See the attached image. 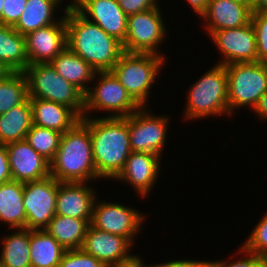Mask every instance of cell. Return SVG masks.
Listing matches in <instances>:
<instances>
[{
	"label": "cell",
	"mask_w": 267,
	"mask_h": 267,
	"mask_svg": "<svg viewBox=\"0 0 267 267\" xmlns=\"http://www.w3.org/2000/svg\"><path fill=\"white\" fill-rule=\"evenodd\" d=\"M67 46L97 72L111 71L124 52L122 43L71 4L65 10Z\"/></svg>",
	"instance_id": "obj_1"
},
{
	"label": "cell",
	"mask_w": 267,
	"mask_h": 267,
	"mask_svg": "<svg viewBox=\"0 0 267 267\" xmlns=\"http://www.w3.org/2000/svg\"><path fill=\"white\" fill-rule=\"evenodd\" d=\"M81 118L89 128L97 175L114 180L124 169L131 153L127 117Z\"/></svg>",
	"instance_id": "obj_2"
},
{
	"label": "cell",
	"mask_w": 267,
	"mask_h": 267,
	"mask_svg": "<svg viewBox=\"0 0 267 267\" xmlns=\"http://www.w3.org/2000/svg\"><path fill=\"white\" fill-rule=\"evenodd\" d=\"M50 176L58 182H89L97 175L89 128L80 120L61 135L59 148L50 162Z\"/></svg>",
	"instance_id": "obj_3"
},
{
	"label": "cell",
	"mask_w": 267,
	"mask_h": 267,
	"mask_svg": "<svg viewBox=\"0 0 267 267\" xmlns=\"http://www.w3.org/2000/svg\"><path fill=\"white\" fill-rule=\"evenodd\" d=\"M202 73L188 89L183 117L197 120L208 116H229L228 79L224 65L216 64Z\"/></svg>",
	"instance_id": "obj_4"
},
{
	"label": "cell",
	"mask_w": 267,
	"mask_h": 267,
	"mask_svg": "<svg viewBox=\"0 0 267 267\" xmlns=\"http://www.w3.org/2000/svg\"><path fill=\"white\" fill-rule=\"evenodd\" d=\"M165 60L166 57L156 54L124 51L111 72L141 107L148 106L152 84H156Z\"/></svg>",
	"instance_id": "obj_5"
},
{
	"label": "cell",
	"mask_w": 267,
	"mask_h": 267,
	"mask_svg": "<svg viewBox=\"0 0 267 267\" xmlns=\"http://www.w3.org/2000/svg\"><path fill=\"white\" fill-rule=\"evenodd\" d=\"M23 73L27 80L29 98L65 105L83 118L85 94L60 76L50 63L28 65Z\"/></svg>",
	"instance_id": "obj_6"
},
{
	"label": "cell",
	"mask_w": 267,
	"mask_h": 267,
	"mask_svg": "<svg viewBox=\"0 0 267 267\" xmlns=\"http://www.w3.org/2000/svg\"><path fill=\"white\" fill-rule=\"evenodd\" d=\"M229 117L240 107L253 109L267 91V63H233L225 66Z\"/></svg>",
	"instance_id": "obj_7"
},
{
	"label": "cell",
	"mask_w": 267,
	"mask_h": 267,
	"mask_svg": "<svg viewBox=\"0 0 267 267\" xmlns=\"http://www.w3.org/2000/svg\"><path fill=\"white\" fill-rule=\"evenodd\" d=\"M93 81L96 83L91 84L95 85H90L85 94L83 118H89L93 111L101 110L102 113L107 111V116H104L107 118L127 117L141 107L111 71L96 72Z\"/></svg>",
	"instance_id": "obj_8"
},
{
	"label": "cell",
	"mask_w": 267,
	"mask_h": 267,
	"mask_svg": "<svg viewBox=\"0 0 267 267\" xmlns=\"http://www.w3.org/2000/svg\"><path fill=\"white\" fill-rule=\"evenodd\" d=\"M162 16L160 6L128 16L127 35L122 44L123 50L129 53L166 56L158 49L167 37L165 28L167 25Z\"/></svg>",
	"instance_id": "obj_9"
},
{
	"label": "cell",
	"mask_w": 267,
	"mask_h": 267,
	"mask_svg": "<svg viewBox=\"0 0 267 267\" xmlns=\"http://www.w3.org/2000/svg\"><path fill=\"white\" fill-rule=\"evenodd\" d=\"M149 110V111H148ZM170 117L152 113L147 106L128 116L131 152L152 153L163 157Z\"/></svg>",
	"instance_id": "obj_10"
},
{
	"label": "cell",
	"mask_w": 267,
	"mask_h": 267,
	"mask_svg": "<svg viewBox=\"0 0 267 267\" xmlns=\"http://www.w3.org/2000/svg\"><path fill=\"white\" fill-rule=\"evenodd\" d=\"M145 215L125 204L98 201L93 204L91 225L97 229L126 238L133 246L144 224Z\"/></svg>",
	"instance_id": "obj_11"
},
{
	"label": "cell",
	"mask_w": 267,
	"mask_h": 267,
	"mask_svg": "<svg viewBox=\"0 0 267 267\" xmlns=\"http://www.w3.org/2000/svg\"><path fill=\"white\" fill-rule=\"evenodd\" d=\"M58 181L49 176L39 181L24 183L23 204L26 228L45 229L56 214Z\"/></svg>",
	"instance_id": "obj_12"
},
{
	"label": "cell",
	"mask_w": 267,
	"mask_h": 267,
	"mask_svg": "<svg viewBox=\"0 0 267 267\" xmlns=\"http://www.w3.org/2000/svg\"><path fill=\"white\" fill-rule=\"evenodd\" d=\"M209 38L223 57L216 64L258 62L256 36L251 22L239 28L214 31Z\"/></svg>",
	"instance_id": "obj_13"
},
{
	"label": "cell",
	"mask_w": 267,
	"mask_h": 267,
	"mask_svg": "<svg viewBox=\"0 0 267 267\" xmlns=\"http://www.w3.org/2000/svg\"><path fill=\"white\" fill-rule=\"evenodd\" d=\"M69 4L63 7L64 14L57 23L39 28L25 35L29 65L50 63L67 47L65 10Z\"/></svg>",
	"instance_id": "obj_14"
},
{
	"label": "cell",
	"mask_w": 267,
	"mask_h": 267,
	"mask_svg": "<svg viewBox=\"0 0 267 267\" xmlns=\"http://www.w3.org/2000/svg\"><path fill=\"white\" fill-rule=\"evenodd\" d=\"M69 2L82 16L124 43L128 16L121 9L118 0H70Z\"/></svg>",
	"instance_id": "obj_15"
},
{
	"label": "cell",
	"mask_w": 267,
	"mask_h": 267,
	"mask_svg": "<svg viewBox=\"0 0 267 267\" xmlns=\"http://www.w3.org/2000/svg\"><path fill=\"white\" fill-rule=\"evenodd\" d=\"M161 160L160 156L152 153L131 152L124 169L113 181H123L133 187L138 197L147 198L158 181Z\"/></svg>",
	"instance_id": "obj_16"
},
{
	"label": "cell",
	"mask_w": 267,
	"mask_h": 267,
	"mask_svg": "<svg viewBox=\"0 0 267 267\" xmlns=\"http://www.w3.org/2000/svg\"><path fill=\"white\" fill-rule=\"evenodd\" d=\"M13 181H39L50 176V163L37 153L26 140L6 145Z\"/></svg>",
	"instance_id": "obj_17"
},
{
	"label": "cell",
	"mask_w": 267,
	"mask_h": 267,
	"mask_svg": "<svg viewBox=\"0 0 267 267\" xmlns=\"http://www.w3.org/2000/svg\"><path fill=\"white\" fill-rule=\"evenodd\" d=\"M81 249L100 260L106 267H114L131 255L132 244L124 237L97 229H87Z\"/></svg>",
	"instance_id": "obj_18"
},
{
	"label": "cell",
	"mask_w": 267,
	"mask_h": 267,
	"mask_svg": "<svg viewBox=\"0 0 267 267\" xmlns=\"http://www.w3.org/2000/svg\"><path fill=\"white\" fill-rule=\"evenodd\" d=\"M89 182H58L56 214L82 220H92L97 192Z\"/></svg>",
	"instance_id": "obj_19"
},
{
	"label": "cell",
	"mask_w": 267,
	"mask_h": 267,
	"mask_svg": "<svg viewBox=\"0 0 267 267\" xmlns=\"http://www.w3.org/2000/svg\"><path fill=\"white\" fill-rule=\"evenodd\" d=\"M251 16L252 10L248 4L232 0H210L200 18L210 36L214 31L245 26L251 22Z\"/></svg>",
	"instance_id": "obj_20"
},
{
	"label": "cell",
	"mask_w": 267,
	"mask_h": 267,
	"mask_svg": "<svg viewBox=\"0 0 267 267\" xmlns=\"http://www.w3.org/2000/svg\"><path fill=\"white\" fill-rule=\"evenodd\" d=\"M32 106L33 124L64 134L72 129L81 117L70 107L53 101L29 98Z\"/></svg>",
	"instance_id": "obj_21"
},
{
	"label": "cell",
	"mask_w": 267,
	"mask_h": 267,
	"mask_svg": "<svg viewBox=\"0 0 267 267\" xmlns=\"http://www.w3.org/2000/svg\"><path fill=\"white\" fill-rule=\"evenodd\" d=\"M50 64L57 73L86 94L94 82L96 70L75 54L68 46ZM89 83V84H88Z\"/></svg>",
	"instance_id": "obj_22"
},
{
	"label": "cell",
	"mask_w": 267,
	"mask_h": 267,
	"mask_svg": "<svg viewBox=\"0 0 267 267\" xmlns=\"http://www.w3.org/2000/svg\"><path fill=\"white\" fill-rule=\"evenodd\" d=\"M61 1L63 2V0H27L25 9L13 28L25 36L39 28L57 23L62 17L55 16L56 9L62 4Z\"/></svg>",
	"instance_id": "obj_23"
},
{
	"label": "cell",
	"mask_w": 267,
	"mask_h": 267,
	"mask_svg": "<svg viewBox=\"0 0 267 267\" xmlns=\"http://www.w3.org/2000/svg\"><path fill=\"white\" fill-rule=\"evenodd\" d=\"M24 183L9 181L0 184V222L10 229L26 228V211L23 204Z\"/></svg>",
	"instance_id": "obj_24"
},
{
	"label": "cell",
	"mask_w": 267,
	"mask_h": 267,
	"mask_svg": "<svg viewBox=\"0 0 267 267\" xmlns=\"http://www.w3.org/2000/svg\"><path fill=\"white\" fill-rule=\"evenodd\" d=\"M32 125V106L28 97L22 104L0 115V143L7 145L25 140Z\"/></svg>",
	"instance_id": "obj_25"
},
{
	"label": "cell",
	"mask_w": 267,
	"mask_h": 267,
	"mask_svg": "<svg viewBox=\"0 0 267 267\" xmlns=\"http://www.w3.org/2000/svg\"><path fill=\"white\" fill-rule=\"evenodd\" d=\"M0 61L11 72H23L29 65L26 38L13 26L0 24Z\"/></svg>",
	"instance_id": "obj_26"
},
{
	"label": "cell",
	"mask_w": 267,
	"mask_h": 267,
	"mask_svg": "<svg viewBox=\"0 0 267 267\" xmlns=\"http://www.w3.org/2000/svg\"><path fill=\"white\" fill-rule=\"evenodd\" d=\"M91 221L55 214L45 230L66 250L81 249Z\"/></svg>",
	"instance_id": "obj_27"
},
{
	"label": "cell",
	"mask_w": 267,
	"mask_h": 267,
	"mask_svg": "<svg viewBox=\"0 0 267 267\" xmlns=\"http://www.w3.org/2000/svg\"><path fill=\"white\" fill-rule=\"evenodd\" d=\"M65 251L45 229L30 230L31 267H59Z\"/></svg>",
	"instance_id": "obj_28"
},
{
	"label": "cell",
	"mask_w": 267,
	"mask_h": 267,
	"mask_svg": "<svg viewBox=\"0 0 267 267\" xmlns=\"http://www.w3.org/2000/svg\"><path fill=\"white\" fill-rule=\"evenodd\" d=\"M16 230V231H14ZM10 235L5 234L2 243L0 262L4 267H31L30 230L16 228Z\"/></svg>",
	"instance_id": "obj_29"
},
{
	"label": "cell",
	"mask_w": 267,
	"mask_h": 267,
	"mask_svg": "<svg viewBox=\"0 0 267 267\" xmlns=\"http://www.w3.org/2000/svg\"><path fill=\"white\" fill-rule=\"evenodd\" d=\"M28 98L27 80L23 72H11L0 80V115Z\"/></svg>",
	"instance_id": "obj_30"
},
{
	"label": "cell",
	"mask_w": 267,
	"mask_h": 267,
	"mask_svg": "<svg viewBox=\"0 0 267 267\" xmlns=\"http://www.w3.org/2000/svg\"><path fill=\"white\" fill-rule=\"evenodd\" d=\"M61 135L62 133L53 129L42 128L33 124L25 140L50 163L59 148Z\"/></svg>",
	"instance_id": "obj_31"
},
{
	"label": "cell",
	"mask_w": 267,
	"mask_h": 267,
	"mask_svg": "<svg viewBox=\"0 0 267 267\" xmlns=\"http://www.w3.org/2000/svg\"><path fill=\"white\" fill-rule=\"evenodd\" d=\"M241 245L259 256L265 257L267 255V212Z\"/></svg>",
	"instance_id": "obj_32"
},
{
	"label": "cell",
	"mask_w": 267,
	"mask_h": 267,
	"mask_svg": "<svg viewBox=\"0 0 267 267\" xmlns=\"http://www.w3.org/2000/svg\"><path fill=\"white\" fill-rule=\"evenodd\" d=\"M240 246L236 254L241 258H235L236 260L234 261H227L226 259L213 260L212 267H267V260L265 257L248 251L243 245Z\"/></svg>",
	"instance_id": "obj_33"
},
{
	"label": "cell",
	"mask_w": 267,
	"mask_h": 267,
	"mask_svg": "<svg viewBox=\"0 0 267 267\" xmlns=\"http://www.w3.org/2000/svg\"><path fill=\"white\" fill-rule=\"evenodd\" d=\"M251 23L256 36L258 62L267 63V11L252 12Z\"/></svg>",
	"instance_id": "obj_34"
},
{
	"label": "cell",
	"mask_w": 267,
	"mask_h": 267,
	"mask_svg": "<svg viewBox=\"0 0 267 267\" xmlns=\"http://www.w3.org/2000/svg\"><path fill=\"white\" fill-rule=\"evenodd\" d=\"M59 267H106L100 260L82 249L66 250Z\"/></svg>",
	"instance_id": "obj_35"
},
{
	"label": "cell",
	"mask_w": 267,
	"mask_h": 267,
	"mask_svg": "<svg viewBox=\"0 0 267 267\" xmlns=\"http://www.w3.org/2000/svg\"><path fill=\"white\" fill-rule=\"evenodd\" d=\"M27 0H4L2 10V24L14 26L25 9Z\"/></svg>",
	"instance_id": "obj_36"
},
{
	"label": "cell",
	"mask_w": 267,
	"mask_h": 267,
	"mask_svg": "<svg viewBox=\"0 0 267 267\" xmlns=\"http://www.w3.org/2000/svg\"><path fill=\"white\" fill-rule=\"evenodd\" d=\"M159 0H118L121 9L127 16L157 8Z\"/></svg>",
	"instance_id": "obj_37"
},
{
	"label": "cell",
	"mask_w": 267,
	"mask_h": 267,
	"mask_svg": "<svg viewBox=\"0 0 267 267\" xmlns=\"http://www.w3.org/2000/svg\"><path fill=\"white\" fill-rule=\"evenodd\" d=\"M155 267H212L211 260H192V259H177L172 261H165L164 263L154 264Z\"/></svg>",
	"instance_id": "obj_38"
},
{
	"label": "cell",
	"mask_w": 267,
	"mask_h": 267,
	"mask_svg": "<svg viewBox=\"0 0 267 267\" xmlns=\"http://www.w3.org/2000/svg\"><path fill=\"white\" fill-rule=\"evenodd\" d=\"M12 181L6 145L0 143V184Z\"/></svg>",
	"instance_id": "obj_39"
},
{
	"label": "cell",
	"mask_w": 267,
	"mask_h": 267,
	"mask_svg": "<svg viewBox=\"0 0 267 267\" xmlns=\"http://www.w3.org/2000/svg\"><path fill=\"white\" fill-rule=\"evenodd\" d=\"M143 259L139 255L131 254L128 258L122 260L114 267H155L154 264H144Z\"/></svg>",
	"instance_id": "obj_40"
},
{
	"label": "cell",
	"mask_w": 267,
	"mask_h": 267,
	"mask_svg": "<svg viewBox=\"0 0 267 267\" xmlns=\"http://www.w3.org/2000/svg\"><path fill=\"white\" fill-rule=\"evenodd\" d=\"M255 115H258L260 121L267 120V91L260 97L258 104L253 109Z\"/></svg>",
	"instance_id": "obj_41"
},
{
	"label": "cell",
	"mask_w": 267,
	"mask_h": 267,
	"mask_svg": "<svg viewBox=\"0 0 267 267\" xmlns=\"http://www.w3.org/2000/svg\"><path fill=\"white\" fill-rule=\"evenodd\" d=\"M190 5L189 7L192 8L193 12L200 17L205 10L207 9L208 3L210 0H185Z\"/></svg>",
	"instance_id": "obj_42"
},
{
	"label": "cell",
	"mask_w": 267,
	"mask_h": 267,
	"mask_svg": "<svg viewBox=\"0 0 267 267\" xmlns=\"http://www.w3.org/2000/svg\"><path fill=\"white\" fill-rule=\"evenodd\" d=\"M251 10L252 12L267 11V0H252Z\"/></svg>",
	"instance_id": "obj_43"
},
{
	"label": "cell",
	"mask_w": 267,
	"mask_h": 267,
	"mask_svg": "<svg viewBox=\"0 0 267 267\" xmlns=\"http://www.w3.org/2000/svg\"><path fill=\"white\" fill-rule=\"evenodd\" d=\"M9 73H11L10 69L0 61V80L5 78Z\"/></svg>",
	"instance_id": "obj_44"
},
{
	"label": "cell",
	"mask_w": 267,
	"mask_h": 267,
	"mask_svg": "<svg viewBox=\"0 0 267 267\" xmlns=\"http://www.w3.org/2000/svg\"><path fill=\"white\" fill-rule=\"evenodd\" d=\"M3 1L4 0H0V24H2V10H3Z\"/></svg>",
	"instance_id": "obj_45"
},
{
	"label": "cell",
	"mask_w": 267,
	"mask_h": 267,
	"mask_svg": "<svg viewBox=\"0 0 267 267\" xmlns=\"http://www.w3.org/2000/svg\"><path fill=\"white\" fill-rule=\"evenodd\" d=\"M232 1H239L244 4H248L251 7L252 0H232Z\"/></svg>",
	"instance_id": "obj_46"
}]
</instances>
